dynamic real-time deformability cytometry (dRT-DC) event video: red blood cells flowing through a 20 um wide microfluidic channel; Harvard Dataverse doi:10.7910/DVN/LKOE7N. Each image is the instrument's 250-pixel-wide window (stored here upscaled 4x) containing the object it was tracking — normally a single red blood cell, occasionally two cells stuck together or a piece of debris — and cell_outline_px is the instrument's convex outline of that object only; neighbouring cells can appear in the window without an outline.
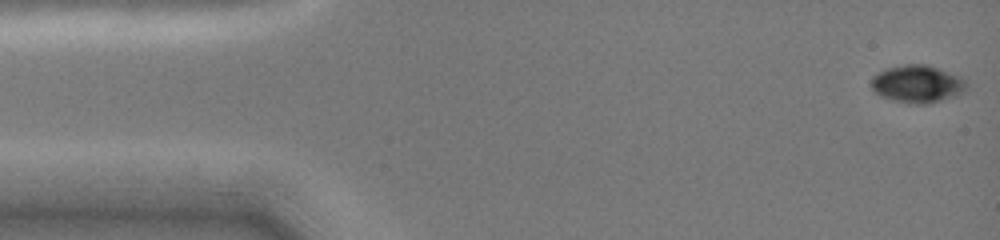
{"species": "common noctule bat (a hibernating species)", "species_latin": "Nyctalus noctula", "temperature_condition": "cold", "stored_images_in_passage": 26, "camera_frame_rate_fps": 3000, "um_per_image_px": 0.085, "animal": {"sex": "female", "body_mass_g": 19.0, "forearm_length_mm": 51.5}, "frame": {"image": 1, "passage_image": 1, "time_ms": 0.0, "image_size_px": [1000, 240], "cell_outline_px": [[968, 88], [956, 96], [928, 104], [916, 104], [892, 100], [880, 96], [872, 88], [872, 76], [884, 68], [904, 64], [924, 64], [960, 76], [968, 80]], "centroid_in_image_um": [77.99, 7.13], "position_along_channel_um": 7.0, "area_um2": 20.98}}
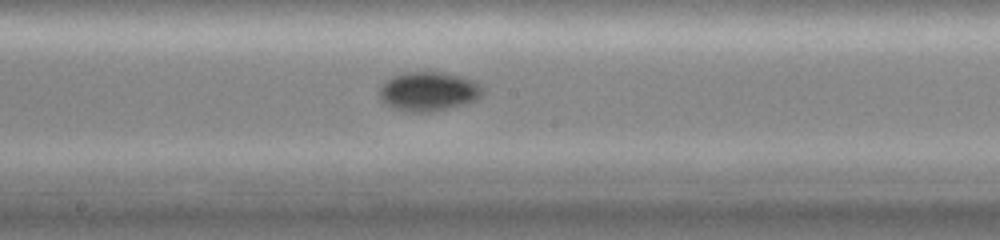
{"frame": {"image": 2, "passage_image": 15, "time_ms": 8.0, "image_size_px": [1000, 240], "cell_outline_px": [[484, 92], [476, 100], [464, 104], [432, 112], [404, 112], [392, 108], [384, 104], [380, 100], [380, 88], [392, 76], [404, 72], [444, 72], [476, 80], [484, 88]], "centroid_in_image_um": [36.44, 7.78], "position_along_channel_um": 211.8, "area_um2": 23.87}}
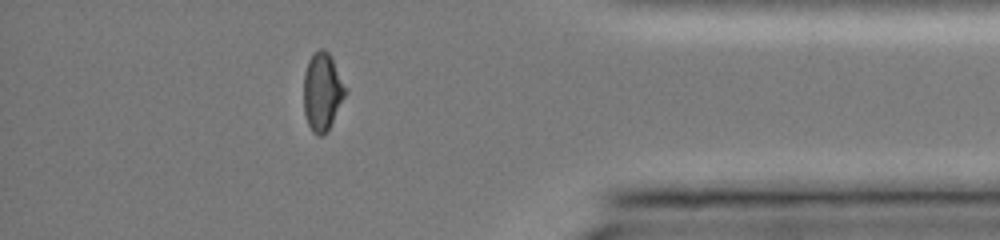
{"frame": {"image": 3, "passage_image": 23, "time_ms": 13.333, "image_size_px": [1000, 240], "cell_outline_px": [[348, 92], [324, 136], [316, 136], [312, 132], [308, 124], [304, 112], [304, 72], [308, 60], [320, 48], [324, 48], [328, 52], [348, 88]], "centroid_in_image_um": [27.41, 7.81], "position_along_channel_um": 407.8, "area_um2": 19.07}, "authors_computed_cell_mechanics": {"area_um2": 20.6924, "velocity_mm_per_s": 4.0115, "shape_relaxation_time_tau1_ms": 2.1051, "shape_relaxation_time_tau2_ms": null, "deformation_change_tau1": 0.0818, "deformation_change_tau2": null}}